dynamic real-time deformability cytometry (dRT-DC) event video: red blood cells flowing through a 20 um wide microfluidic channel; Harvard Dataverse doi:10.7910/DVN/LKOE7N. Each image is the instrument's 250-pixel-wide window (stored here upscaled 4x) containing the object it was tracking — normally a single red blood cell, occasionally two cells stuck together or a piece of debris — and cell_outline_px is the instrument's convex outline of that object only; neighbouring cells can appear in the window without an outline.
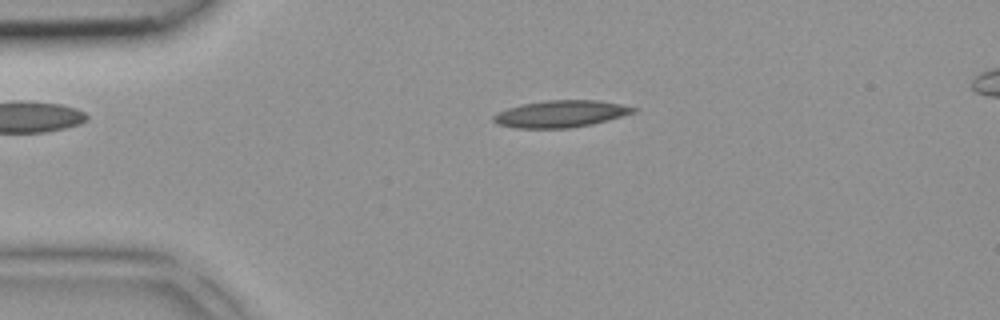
{"species": "common noctule bat (a hibernating species)", "species_latin": "Nyctalus noctula", "temperature_condition": "room temperature", "stored_images_in_passage": 4, "camera_frame_rate_fps": 3000, "um_per_image_px": 0.085, "animal": {"sex": "female", "body_mass_g": 18.4}, "frame": {"image": 1, "passage_image": 4, "time_ms": 1.0, "image_size_px": [1000, 320], "cell_outline_px": [[640, 108], [636, 112], [608, 120], [592, 124], [572, 128], [516, 128], [496, 124], [492, 120], [492, 116], [496, 112], [520, 104], [548, 100], [596, 100], [620, 104]], "centroid_in_image_um": [47.64, 9.68], "position_along_channel_um": 37.4, "area_um2": 22.14}}